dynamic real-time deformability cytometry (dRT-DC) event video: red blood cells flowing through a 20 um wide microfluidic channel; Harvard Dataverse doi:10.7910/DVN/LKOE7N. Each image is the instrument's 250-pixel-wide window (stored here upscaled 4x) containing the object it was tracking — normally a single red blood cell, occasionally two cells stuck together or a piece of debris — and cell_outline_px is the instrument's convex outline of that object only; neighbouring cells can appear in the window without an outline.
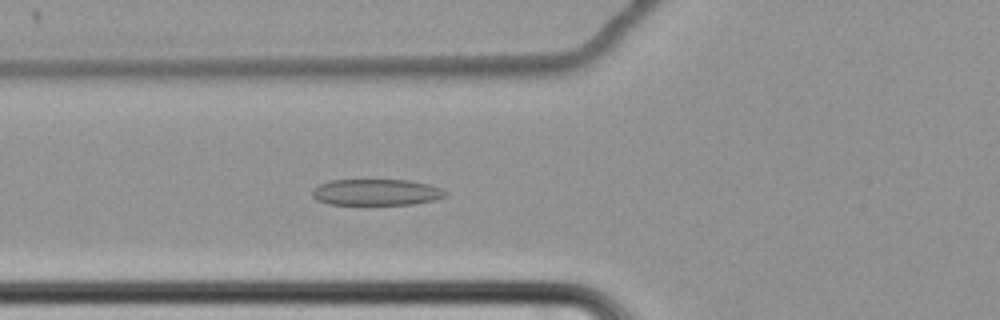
{"species": "common noctule bat (a hibernating species)", "species_latin": "Nyctalus noctula", "temperature_condition": "cold", "stored_images_in_passage": 59, "camera_frame_rate_fps": 3000, "um_per_image_px": 0.085, "animal": {"sex": "female", "body_mass_g": 22.7, "forearm_length_mm": 54.2}, "frame": {"image": 1, "passage_image": 22, "time_ms": 7.0, "image_size_px": [1000, 320], "cell_outline_px": [[448, 192], [444, 196], [436, 200], [412, 204], [328, 204], [316, 200], [312, 196], [312, 188], [328, 180], [408, 180], [428, 184], [440, 188]], "centroid_in_image_um": [31.95, 16.34], "position_along_channel_um": 93.8, "area_um2": 20.4}}
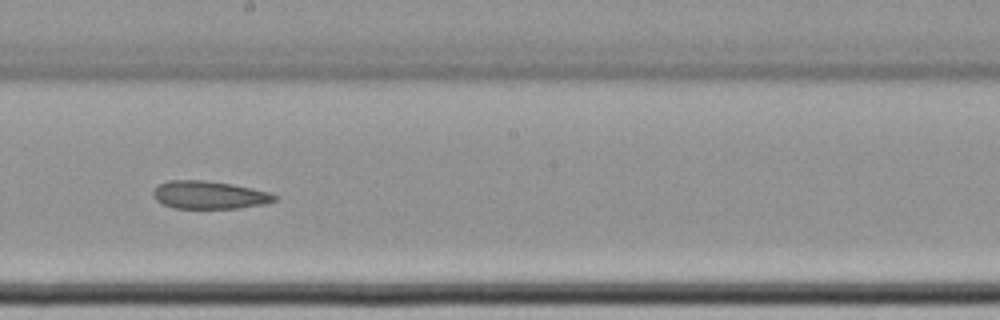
{"frame": {"image": 2, "passage_image": 34, "time_ms": 11.0, "image_size_px": [1000, 320], "cell_outline_px": [[276, 200], [264, 204], [240, 208], [176, 208], [160, 204], [156, 200], [152, 192], [160, 184], [168, 180], [204, 180], [232, 184], [252, 188], [268, 192], [276, 196]], "centroid_in_image_um": [17.76, 16.57], "position_along_channel_um": 230.4, "area_um2": 19.65}}
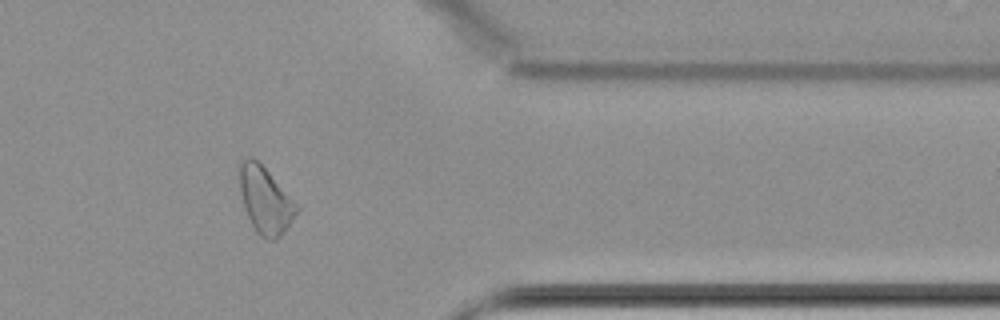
{"frame": {"image": 3, "passage_image": 49, "time_ms": 16.0, "image_size_px": [1000, 320], "cell_outline_px": [[300, 208], [284, 232], [276, 240], [268, 240], [260, 236], [256, 232], [244, 208], [240, 188], [240, 164], [248, 156], [252, 156], [268, 172]], "centroid_in_image_um": [22.55, 17.05], "position_along_channel_um": 388.9, "area_um2": 21.62}}